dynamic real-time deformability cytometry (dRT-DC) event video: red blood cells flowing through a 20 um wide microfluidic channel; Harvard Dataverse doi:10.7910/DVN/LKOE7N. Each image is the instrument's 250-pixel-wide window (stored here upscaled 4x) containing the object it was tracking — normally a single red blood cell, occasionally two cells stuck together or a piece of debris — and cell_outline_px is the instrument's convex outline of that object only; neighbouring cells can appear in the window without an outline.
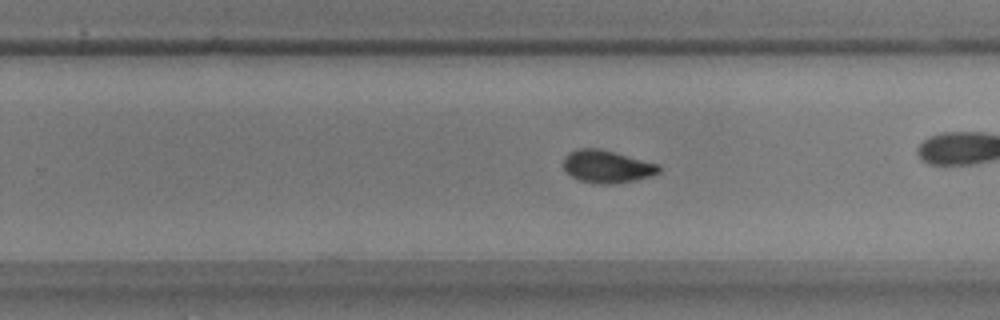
{"species": "common noctule bat (a hibernating species)", "species_latin": "Nyctalus noctula", "temperature_condition": "warm", "stored_images_in_passage": 43, "camera_frame_rate_fps": 3000, "um_per_image_px": 0.085, "animal": {"sex": "male", "body_mass_g": 17.9, "forearm_length_mm": 54.2}, "frame": {"image": 1, "passage_image": 30, "time_ms": 9.667, "image_size_px": [1000, 320], "cell_outline_px": [[660, 172], [652, 176], [612, 184], [596, 184], [580, 180], [572, 176], [564, 168], [564, 156], [568, 152], [576, 148], [596, 148], [660, 164]], "centroid_in_image_um": [51.58, 14.15], "position_along_channel_um": 278.2, "area_um2": 17.98}, "authors_computed_cell_mechanics": {"area_um2": 17.918, "velocity_mm_per_s": 3.6631, "shape_relaxation_time_tau1_ms": 4.0654, "shape_relaxation_time_tau2_ms": 1.9045, "deformation_change_tau1": 0.1326, "deformation_change_tau2": 0.0607}}